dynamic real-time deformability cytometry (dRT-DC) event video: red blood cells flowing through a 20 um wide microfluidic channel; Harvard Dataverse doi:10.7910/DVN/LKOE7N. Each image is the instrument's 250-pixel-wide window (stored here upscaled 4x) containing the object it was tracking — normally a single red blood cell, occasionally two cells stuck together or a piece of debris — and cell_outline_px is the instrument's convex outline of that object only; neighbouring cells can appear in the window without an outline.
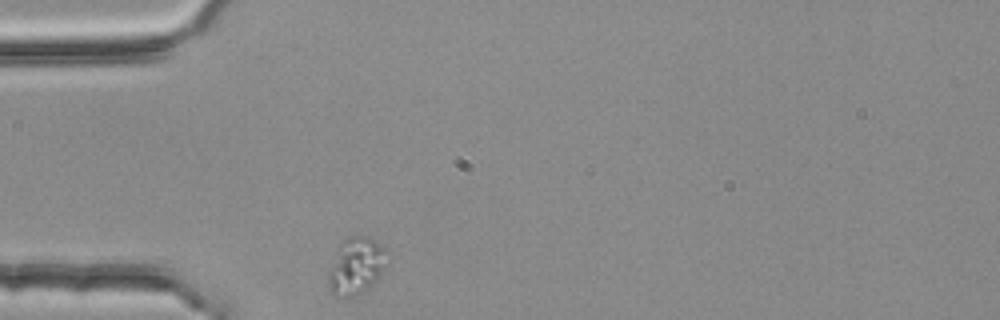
{"species": "common noctule bat (a hibernating species)", "species_latin": "Nyctalus noctula", "temperature_condition": "room temperature", "stored_images_in_passage": 16, "camera_frame_rate_fps": 3000, "um_per_image_px": 0.085, "animal": {"sex": "female", "body_mass_g": 25.1}, "frame": {"image": 1, "passage_image": 1, "time_ms": 0.0, "image_size_px": [1000, 320], "cell_outline_px": [[384, 268], [372, 284], [368, 288], [352, 296], [336, 296], [328, 288], [328, 272], [340, 244], [348, 236], [368, 236], [384, 248]], "centroid_in_image_um": [30.22, 22.6], "position_along_channel_um": 54.8, "area_um2": 18.73}}